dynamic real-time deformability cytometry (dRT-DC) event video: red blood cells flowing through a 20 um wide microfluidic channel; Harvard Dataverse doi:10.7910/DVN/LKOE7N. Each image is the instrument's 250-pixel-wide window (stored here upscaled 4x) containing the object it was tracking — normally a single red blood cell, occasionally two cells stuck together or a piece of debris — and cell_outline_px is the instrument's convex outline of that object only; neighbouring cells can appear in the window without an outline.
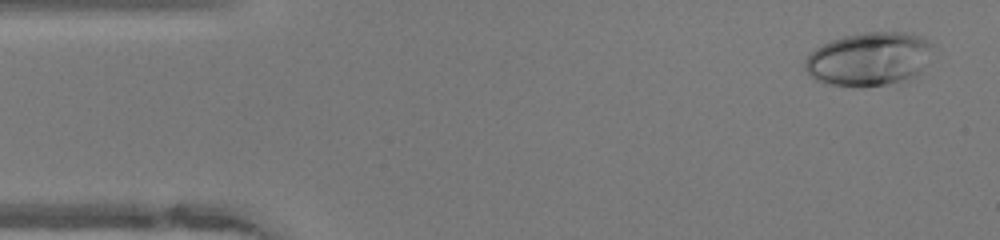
{"species": "human", "species_latin": "Homo sapiens", "temperature_condition": "warm", "stored_images_in_passage": 48, "camera_frame_rate_fps": 3000, "um_per_image_px": 0.085, "donor": {"sex": "female"}, "frame": {"image": 1, "passage_image": 2, "time_ms": 0.333, "image_size_px": [1000, 240], "cell_outline_px": [[932, 44], [920, 68], [912, 76], [900, 80], [884, 84], [824, 84], [808, 76], [804, 68], [804, 60], [816, 48], [832, 40], [844, 36], [868, 32], [904, 32], [920, 36], [928, 40]], "centroid_in_image_um": [73.76, 4.97], "position_along_channel_um": 11.2, "area_um2": 38.38}}
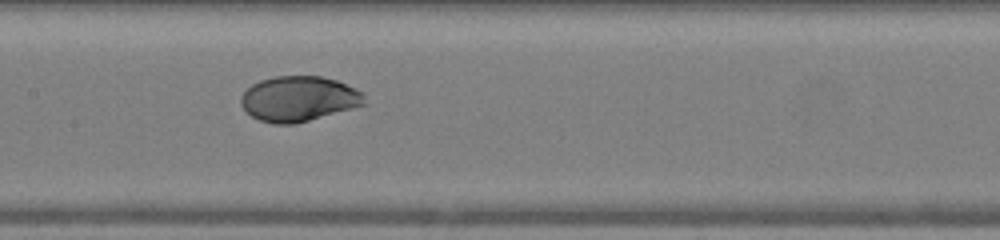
{"frame": {"image": 2, "passage_image": 22, "time_ms": 7.0, "image_size_px": [1000, 240], "cell_outline_px": [[364, 104], [352, 108], [296, 124], [272, 124], [260, 120], [252, 116], [240, 104], [240, 96], [252, 84], [260, 80], [272, 76], [320, 76], [336, 80], [356, 88], [364, 92]], "centroid_in_image_um": [25.38, 8.39], "position_along_channel_um": 182.0, "area_um2": 32.54}}
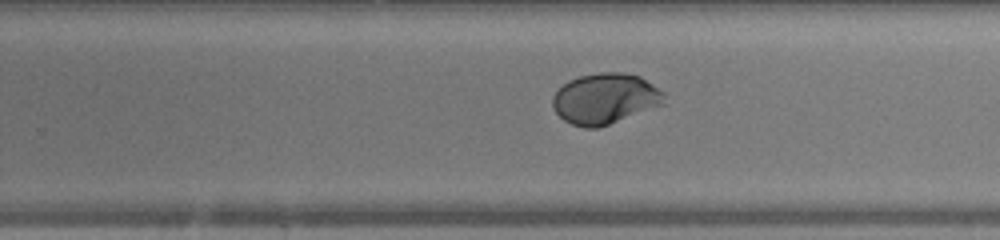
{"frame": {"image": 3, "passage_image": 29, "time_ms": 9.333, "image_size_px": [1000, 240], "cell_outline_px": [[664, 104], [608, 124], [596, 128], [584, 128], [572, 124], [564, 120], [552, 108], [552, 96], [568, 80], [580, 76], [600, 72], [624, 72], [640, 76], [664, 92]], "centroid_in_image_um": [51.41, 8.37], "position_along_channel_um": 278.4, "area_um2": 32.77}, "authors_computed_cell_mechanics": {"area_um2": 33.5529, "velocity_mm_per_s": 4.15, "shape_relaxation_time_tau1_ms": 4.8465, "shape_relaxation_time_tau2_ms": null, "deformation_change_tau1": 0.2265, "deformation_change_tau2": null}}